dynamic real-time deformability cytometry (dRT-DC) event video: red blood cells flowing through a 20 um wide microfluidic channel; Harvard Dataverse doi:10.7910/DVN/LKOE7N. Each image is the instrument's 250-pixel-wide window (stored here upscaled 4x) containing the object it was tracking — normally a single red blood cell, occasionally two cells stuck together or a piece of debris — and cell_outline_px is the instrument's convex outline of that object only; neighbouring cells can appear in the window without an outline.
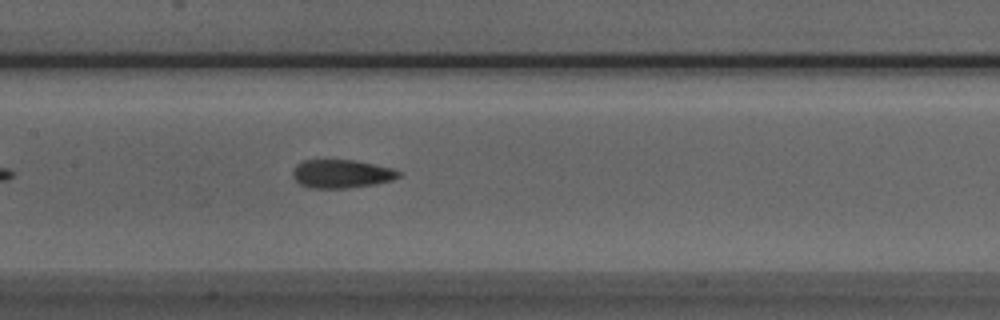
{"species": "Egyptian fruit bat (a non-hibernating species)", "species_latin": "Rousettus aegyptiacus", "temperature_condition": "room temperature", "stored_images_in_passage": 36, "camera_frame_rate_fps": 3000, "um_per_image_px": 0.085, "animal": {"sex": "male"}, "frame": {"image": 1, "passage_image": 11, "time_ms": 3.333, "image_size_px": [1000, 320], "cell_outline_px": [[400, 176], [392, 180], [372, 184], [344, 188], [308, 188], [300, 184], [292, 176], [292, 172], [296, 164], [304, 160], [356, 160], [392, 168], [400, 172]], "centroid_in_image_um": [28.99, 14.77], "position_along_channel_um": 178.4, "area_um2": 17.46}}
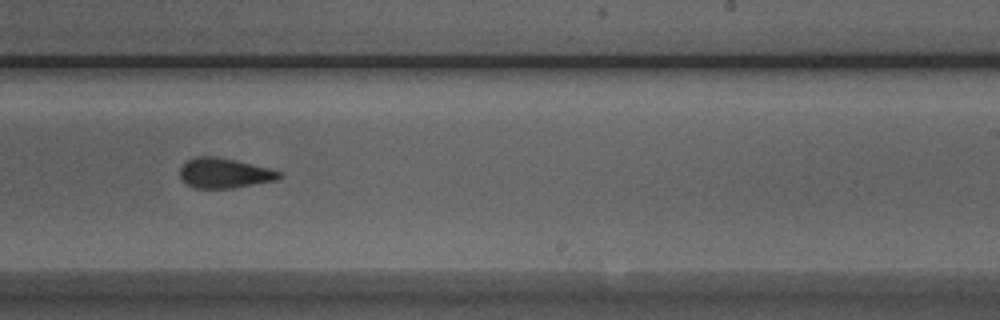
{"frame": {"image": 2, "passage_image": 18, "time_ms": 5.667, "image_size_px": [1000, 320], "cell_outline_px": [[284, 176], [276, 180], [232, 188], [196, 188], [188, 184], [180, 176], [180, 168], [188, 160], [196, 156], [216, 156], [268, 168], [284, 172]], "centroid_in_image_um": [19.1, 14.71], "position_along_channel_um": 269.9, "area_um2": 17.17}}
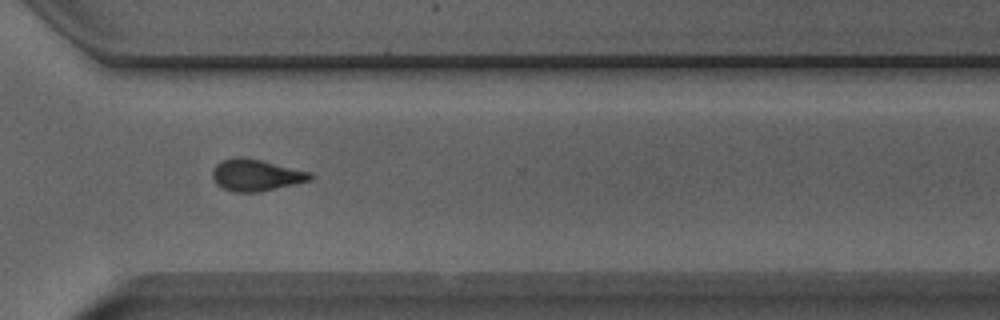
{"frame": {"image": 3, "passage_image": 24, "time_ms": 7.667, "image_size_px": [1000, 320], "cell_outline_px": [[312, 180], [260, 192], [232, 192], [216, 184], [212, 176], [212, 172], [216, 164], [224, 160], [236, 156], [240, 156], [260, 160], [308, 172], [312, 176]], "centroid_in_image_um": [21.72, 14.89], "position_along_channel_um": 348.9, "area_um2": 17.8}, "authors_computed_cell_mechanics": {"area_um2": 17.5134, "velocity_mm_per_s": 3.9406, "shape_relaxation_time_tau1_ms": 4.484, "shape_relaxation_time_tau2_ms": 2.0737, "deformation_change_tau1": 0.1305, "deformation_change_tau2": 0.1008}}